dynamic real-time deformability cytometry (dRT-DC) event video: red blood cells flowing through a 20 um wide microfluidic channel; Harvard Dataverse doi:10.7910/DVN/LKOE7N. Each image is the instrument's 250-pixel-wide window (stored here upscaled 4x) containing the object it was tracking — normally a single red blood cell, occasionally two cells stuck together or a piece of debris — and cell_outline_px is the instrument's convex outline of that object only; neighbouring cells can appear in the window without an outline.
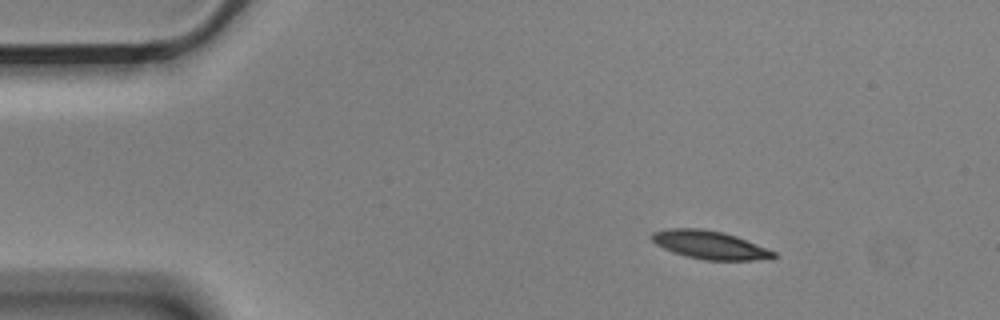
{"species": "Egyptian fruit bat (a non-hibernating species)", "species_latin": "Rousettus aegyptiacus", "temperature_condition": "cold", "stored_images_in_passage": 4, "camera_frame_rate_fps": 3000, "um_per_image_px": 0.085, "animal": {"sex": "male"}, "frame": {"image": 1, "passage_image": 1, "time_ms": 0.0, "image_size_px": [1000, 320], "cell_outline_px": [[776, 256], [772, 260], [704, 260], [688, 256], [664, 248], [656, 244], [652, 240], [652, 232], [668, 228], [700, 228], [724, 232], [736, 236], [776, 252]], "centroid_in_image_um": [60.37, 20.82], "position_along_channel_um": 24.6, "area_um2": 19.94}}
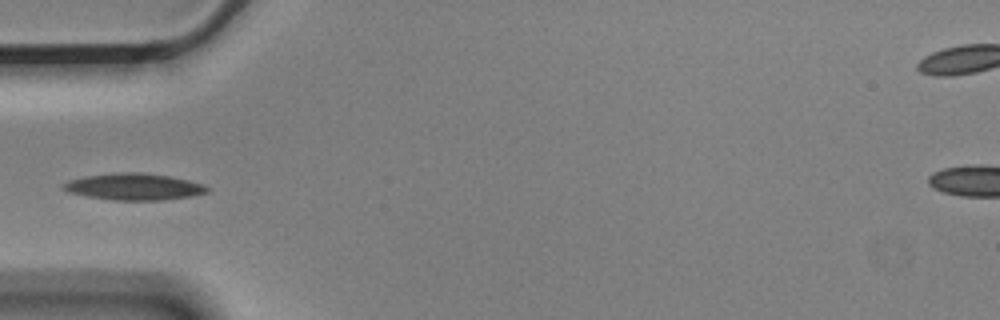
{"frame": {"image": 2, "passage_image": 4, "time_ms": 1.0, "image_size_px": [1000, 320], "cell_outline_px": [[208, 192], [192, 196], [164, 200], [112, 200], [88, 196], [68, 192], [60, 188], [68, 180], [84, 176], [120, 172], [140, 172], [168, 176], [188, 180], [200, 184], [208, 188]], "centroid_in_image_um": [11.35, 15.87], "position_along_channel_um": 73.7, "area_um2": 22.2}}